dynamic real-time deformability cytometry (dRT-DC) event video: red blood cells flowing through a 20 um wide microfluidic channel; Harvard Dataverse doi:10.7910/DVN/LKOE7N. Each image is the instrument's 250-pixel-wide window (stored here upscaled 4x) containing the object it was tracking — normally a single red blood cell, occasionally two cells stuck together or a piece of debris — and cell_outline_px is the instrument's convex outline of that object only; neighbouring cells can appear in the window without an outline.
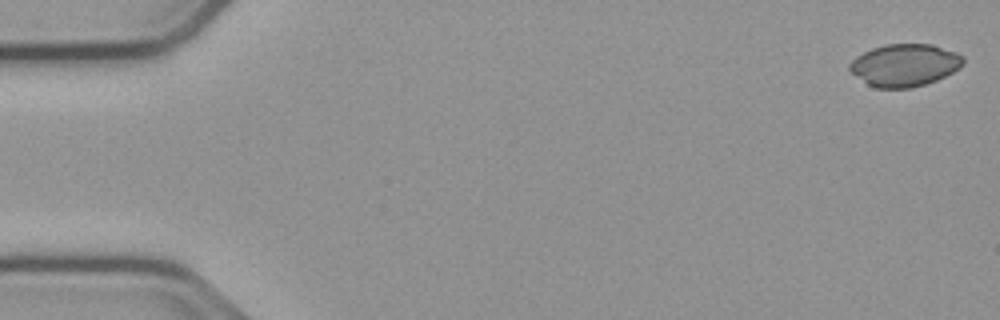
{"species": "common noctule bat (a hibernating species)", "species_latin": "Nyctalus noctula", "temperature_condition": "cold", "stored_images_in_passage": 15, "camera_frame_rate_fps": 3000, "um_per_image_px": 0.085, "animal": {"sex": "male", "body_mass_g": 23.1, "forearm_length_mm": 52.7}, "frame": {"image": 1, "passage_image": 1, "time_ms": 0.0, "image_size_px": [1000, 320], "cell_outline_px": [[964, 64], [960, 68], [936, 80], [912, 88], [876, 88], [868, 84], [848, 72], [848, 64], [856, 56], [872, 48], [884, 44], [932, 44], [956, 52], [964, 56]], "centroid_in_image_um": [76.87, 5.53], "position_along_channel_um": 8.1, "area_um2": 28.26}}